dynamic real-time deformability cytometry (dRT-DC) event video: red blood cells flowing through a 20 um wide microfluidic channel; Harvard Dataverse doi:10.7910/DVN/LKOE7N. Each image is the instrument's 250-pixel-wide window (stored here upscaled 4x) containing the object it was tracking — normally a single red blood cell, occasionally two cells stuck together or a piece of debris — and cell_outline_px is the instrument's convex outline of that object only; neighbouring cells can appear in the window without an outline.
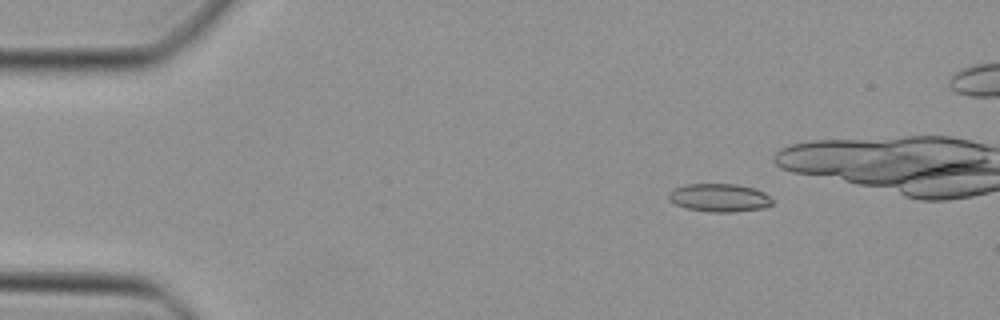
{"species": "Egyptian fruit bat (a non-hibernating species)", "species_latin": "Rousettus aegyptiacus", "temperature_condition": "cold", "stored_images_in_passage": 38, "camera_frame_rate_fps": 3000, "um_per_image_px": 0.085, "animal": {"sex": "female"}, "frame": {"image": 1, "passage_image": 7, "time_ms": 2.0, "image_size_px": [1000, 320], "cell_outline_px": [[772, 204], [768, 208], [736, 212], [708, 212], [688, 208], [676, 204], [668, 200], [668, 192], [672, 188], [688, 184], [736, 184], [756, 188], [764, 192], [772, 200]], "centroid_in_image_um": [61.16, 16.81], "position_along_channel_um": 23.8, "area_um2": 17.28}}
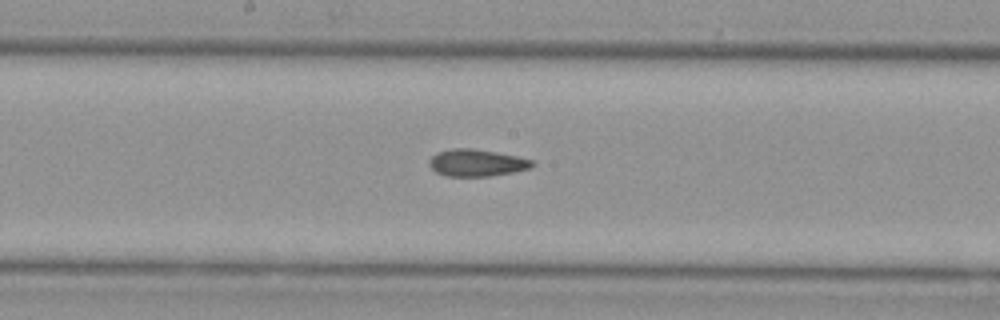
{"frame": {"image": 2, "passage_image": 25, "time_ms": 8.0, "image_size_px": [1000, 320], "cell_outline_px": [[536, 164], [532, 168], [512, 172], [488, 176], [444, 176], [436, 172], [428, 164], [428, 160], [436, 152], [452, 148], [472, 148], [496, 152], [516, 156], [532, 160]], "centroid_in_image_um": [40.49, 13.83], "position_along_channel_um": 207.7, "area_um2": 16.3}}
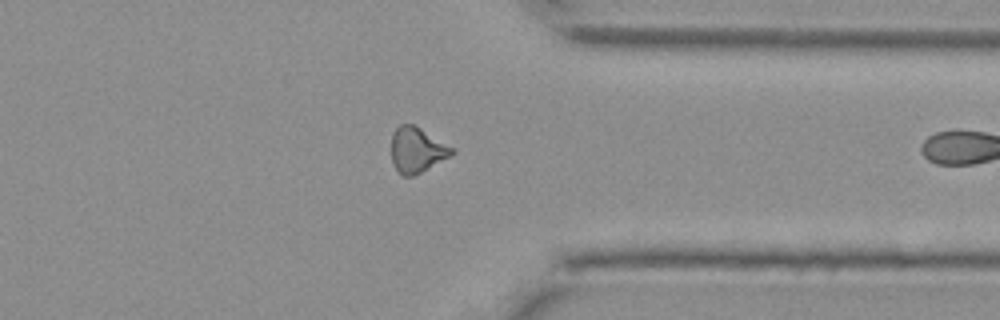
{"frame": {"image": 3, "passage_image": 37, "time_ms": 12.0, "image_size_px": [1000, 320], "cell_outline_px": [[456, 152], [452, 156], [412, 176], [404, 176], [392, 164], [392, 132], [400, 124], [412, 124], [420, 128], [456, 148]], "centroid_in_image_um": [35.48, 12.73], "position_along_channel_um": 375.9, "area_um2": 16.01}}